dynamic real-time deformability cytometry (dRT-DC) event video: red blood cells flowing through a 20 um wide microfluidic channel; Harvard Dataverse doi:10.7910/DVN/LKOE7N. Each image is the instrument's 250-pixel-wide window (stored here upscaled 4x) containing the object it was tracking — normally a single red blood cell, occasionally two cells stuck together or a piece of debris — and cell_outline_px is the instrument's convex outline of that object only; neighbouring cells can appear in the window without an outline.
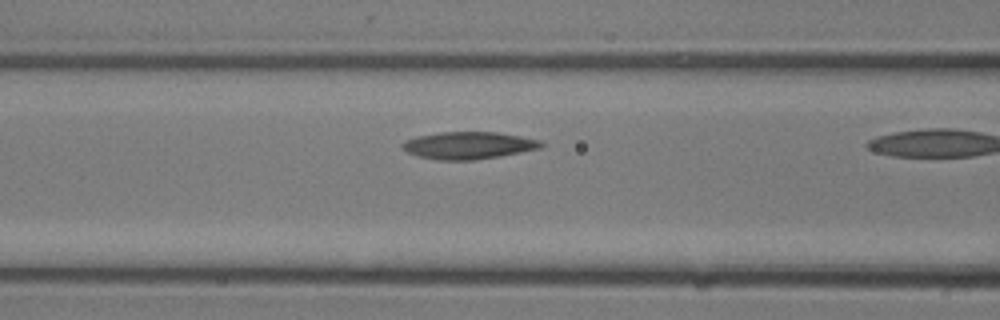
{"species": "common noctule bat (a hibernating species)", "species_latin": "Nyctalus noctula", "temperature_condition": "room temperature", "stored_images_in_passage": 5, "camera_frame_rate_fps": 3000, "um_per_image_px": 0.085, "animal": {"sex": "male", "body_mass_g": 13.3}, "frame": {"image": 1, "passage_image": 4, "time_ms": 1.0, "image_size_px": [1000, 320], "cell_outline_px": [[544, 144], [540, 148], [500, 156], [472, 160], [436, 160], [416, 156], [408, 152], [404, 148], [404, 144], [408, 140], [416, 136], [440, 132], [496, 132], [520, 136], [540, 140]], "centroid_in_image_um": [39.84, 12.36], "position_along_channel_um": 126.8, "area_um2": 21.79}}